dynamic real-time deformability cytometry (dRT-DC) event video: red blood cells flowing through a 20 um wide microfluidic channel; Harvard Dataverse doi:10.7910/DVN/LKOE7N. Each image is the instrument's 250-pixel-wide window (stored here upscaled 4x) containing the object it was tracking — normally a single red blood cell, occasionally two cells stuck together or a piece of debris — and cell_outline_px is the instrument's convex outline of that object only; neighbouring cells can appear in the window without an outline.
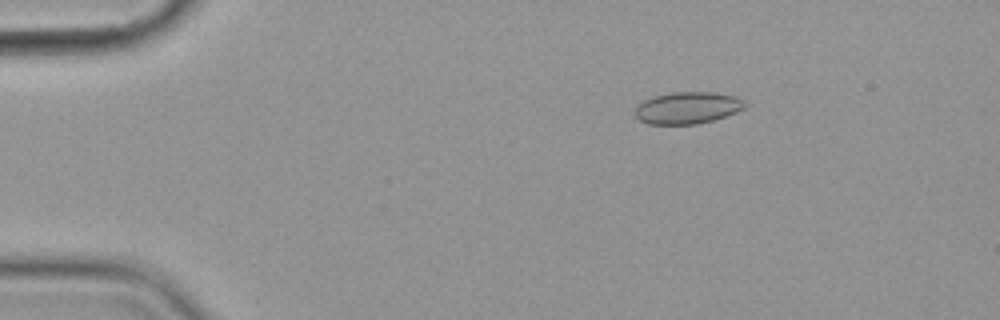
{"species": "common noctule bat (a hibernating species)", "species_latin": "Nyctalus noctula", "temperature_condition": "cold", "stored_images_in_passage": 8, "camera_frame_rate_fps": 3000, "um_per_image_px": 0.085, "animal": {"sex": "female", "body_mass_g": 19.9}, "frame": {"image": 1, "passage_image": 2, "time_ms": 1.333, "image_size_px": [1000, 320], "cell_outline_px": [[748, 104], [744, 108], [736, 112], [712, 120], [696, 124], [648, 124], [640, 120], [636, 116], [636, 108], [644, 100], [652, 96], [672, 92], [716, 92], [736, 96], [744, 100]], "centroid_in_image_um": [58.47, 9.15], "position_along_channel_um": 26.5, "area_um2": 20.4}}
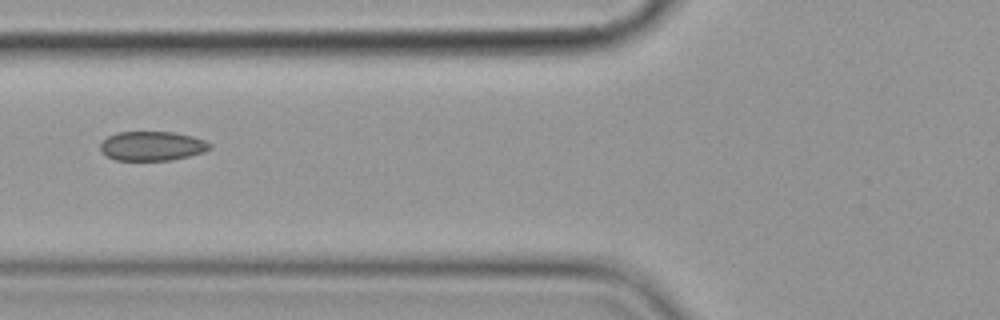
{"frame": {"image": 2, "passage_image": 6, "time_ms": 5.667, "image_size_px": [1000, 320], "cell_outline_px": [[212, 148], [204, 152], [172, 160], [116, 160], [108, 156], [100, 148], [100, 144], [108, 136], [116, 132], [172, 132], [192, 136], [204, 140], [212, 144]], "centroid_in_image_um": [12.96, 12.4], "position_along_channel_um": 112.8, "area_um2": 18.61}}
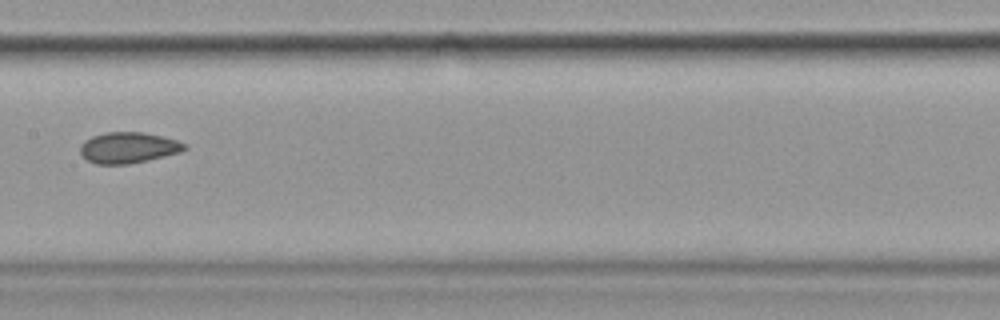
{"frame": {"image": 3, "passage_image": 8, "time_ms": 8.0, "image_size_px": [1000, 320], "cell_outline_px": [[188, 148], [180, 152], [148, 160], [128, 164], [96, 164], [88, 160], [80, 152], [80, 144], [84, 140], [92, 136], [108, 132], [144, 132], [176, 140], [188, 144]], "centroid_in_image_um": [10.91, 12.55], "position_along_channel_um": 196.5, "area_um2": 18.79}}